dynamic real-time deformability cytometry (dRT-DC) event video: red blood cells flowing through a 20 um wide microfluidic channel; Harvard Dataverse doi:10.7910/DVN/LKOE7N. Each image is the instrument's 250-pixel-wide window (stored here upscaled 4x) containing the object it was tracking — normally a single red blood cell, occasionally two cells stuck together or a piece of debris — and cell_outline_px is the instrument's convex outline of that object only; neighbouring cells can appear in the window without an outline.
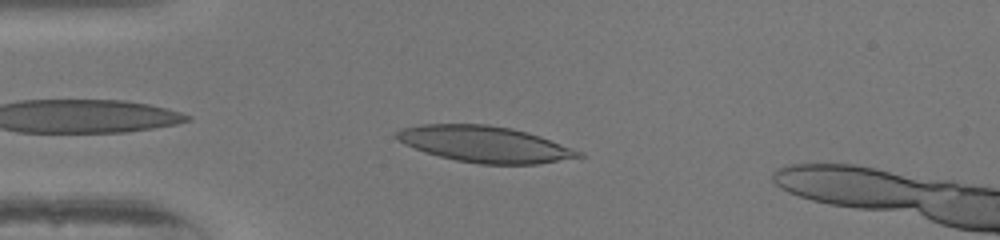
{"species": "human", "species_latin": "Homo sapiens", "temperature_condition": "warm", "stored_images_in_passage": 40, "camera_frame_rate_fps": 3000, "um_per_image_px": 0.085, "donor": {"sex": "female"}, "frame": {"image": 1, "passage_image": 3, "time_ms": 0.667, "image_size_px": [1000, 240], "cell_outline_px": [[588, 156], [536, 164], [480, 164], [456, 160], [424, 152], [404, 144], [396, 136], [396, 132], [400, 128], [420, 124], [488, 124], [512, 128], [528, 132], [540, 136], [584, 152]], "centroid_in_image_um": [41.24, 12.25], "position_along_channel_um": 43.8, "area_um2": 38.49}}
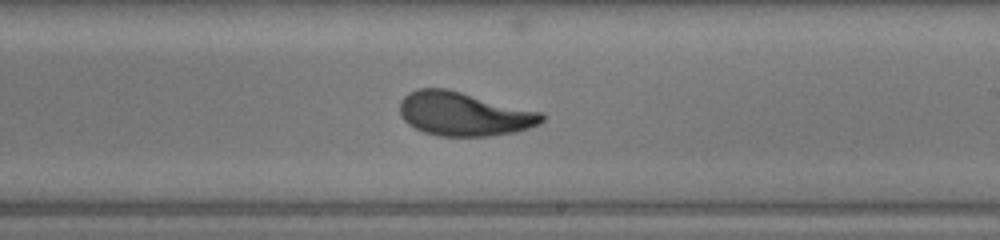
{"frame": {"image": 2, "passage_image": 20, "time_ms": 6.333, "image_size_px": [1000, 240], "cell_outline_px": [[544, 120], [540, 124], [516, 132], [492, 136], [440, 136], [424, 132], [408, 124], [400, 116], [400, 100], [408, 92], [416, 88], [448, 88], [544, 112]], "centroid_in_image_um": [39.45, 9.67], "position_along_channel_um": 249.5, "area_um2": 36.82}}
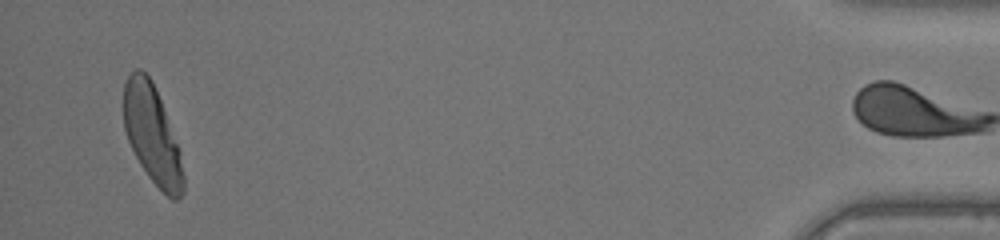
{"frame": {"image": 3, "passage_image": 39, "time_ms": 12.667, "image_size_px": [1000, 240], "cell_outline_px": [[184, 192], [176, 200], [172, 200], [148, 176], [140, 164], [128, 140], [124, 128], [124, 80], [136, 68], [140, 68], [152, 80], [160, 100], [176, 144], [184, 172]], "centroid_in_image_um": [12.91, 11.43], "position_along_channel_um": 422.3, "area_um2": 33.35}, "authors_computed_cell_mechanics": {"area_um2": 36.3273, "velocity_mm_per_s": 4.063, "shape_relaxation_time_tau1_ms": 4.6809, "shape_relaxation_time_tau2_ms": 0.9363, "deformation_change_tau1": 0.2178, "deformation_change_tau2": 0.0781}}